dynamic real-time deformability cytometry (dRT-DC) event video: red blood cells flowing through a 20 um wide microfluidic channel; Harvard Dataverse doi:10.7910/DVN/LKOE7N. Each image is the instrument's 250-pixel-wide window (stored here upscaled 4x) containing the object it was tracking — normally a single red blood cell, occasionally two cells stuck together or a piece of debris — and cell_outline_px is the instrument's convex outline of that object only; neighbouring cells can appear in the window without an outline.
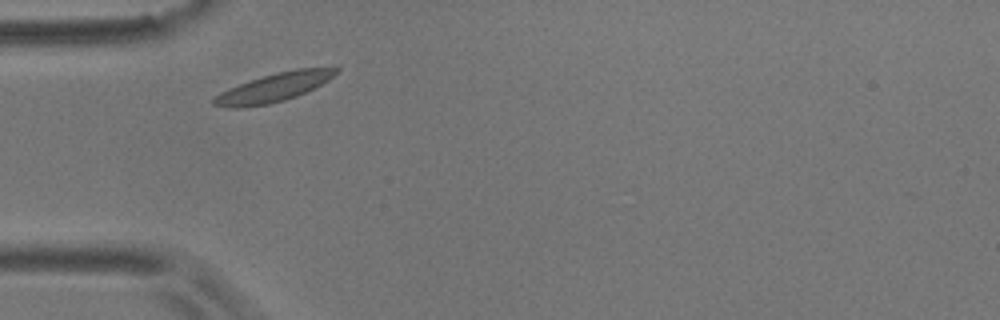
{"species": "common noctule bat (a hibernating species)", "species_latin": "Nyctalus noctula", "temperature_condition": "room temperature", "stored_images_in_passage": 3, "camera_frame_rate_fps": 3000, "um_per_image_px": 0.085, "animal": {"sex": "male", "body_mass_g": 17.9}, "frame": {"image": 1, "passage_image": 1, "time_ms": 0.0, "image_size_px": [1000, 320], "cell_outline_px": [[340, 68], [328, 80], [296, 96], [284, 100], [268, 104], [240, 108], [228, 108], [212, 104], [212, 100], [220, 92], [240, 84], [264, 76], [296, 68]], "centroid_in_image_um": [23.22, 7.45], "position_along_channel_um": 61.8, "area_um2": 19.71}}
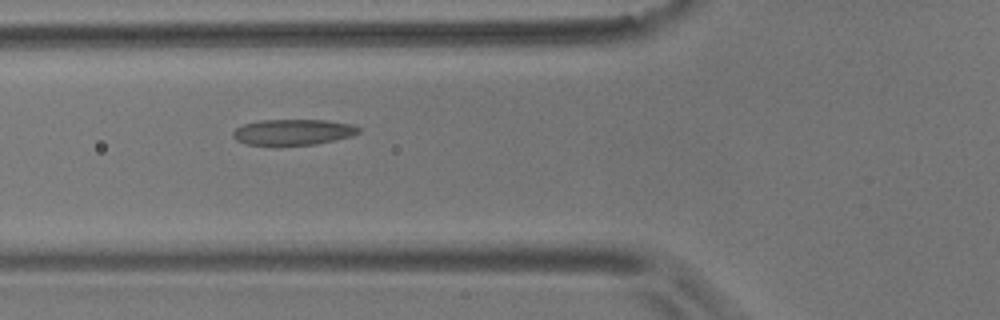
{"frame": {"image": 2, "passage_image": 2, "time_ms": 0.333, "image_size_px": [1000, 320], "cell_outline_px": [[360, 132], [352, 136], [336, 140], [316, 144], [248, 144], [236, 140], [232, 136], [232, 132], [236, 128], [244, 124], [260, 120], [328, 120], [352, 124], [360, 128]], "centroid_in_image_um": [24.95, 11.21], "position_along_channel_um": 100.9, "area_um2": 18.73}}
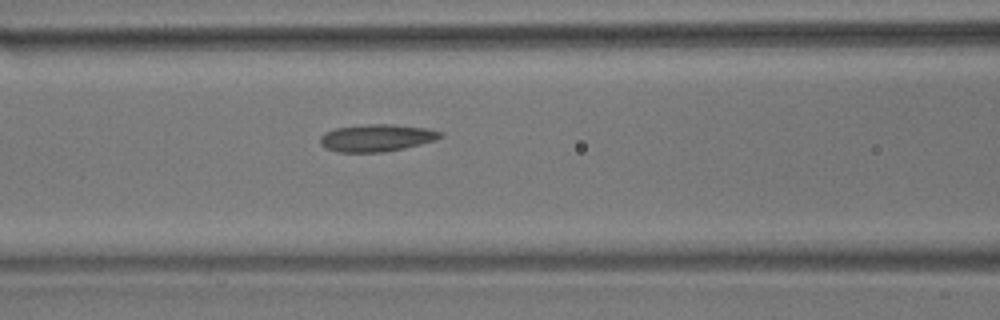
{"frame": {"image": 3, "passage_image": 3, "time_ms": 0.667, "image_size_px": [1000, 320], "cell_outline_px": [[444, 136], [436, 140], [404, 148], [384, 152], [340, 152], [324, 148], [320, 144], [320, 136], [324, 132], [336, 128], [368, 124], [392, 124], [428, 128], [440, 132]], "centroid_in_image_um": [32.0, 11.72], "position_along_channel_um": 134.6, "area_um2": 19.13}}